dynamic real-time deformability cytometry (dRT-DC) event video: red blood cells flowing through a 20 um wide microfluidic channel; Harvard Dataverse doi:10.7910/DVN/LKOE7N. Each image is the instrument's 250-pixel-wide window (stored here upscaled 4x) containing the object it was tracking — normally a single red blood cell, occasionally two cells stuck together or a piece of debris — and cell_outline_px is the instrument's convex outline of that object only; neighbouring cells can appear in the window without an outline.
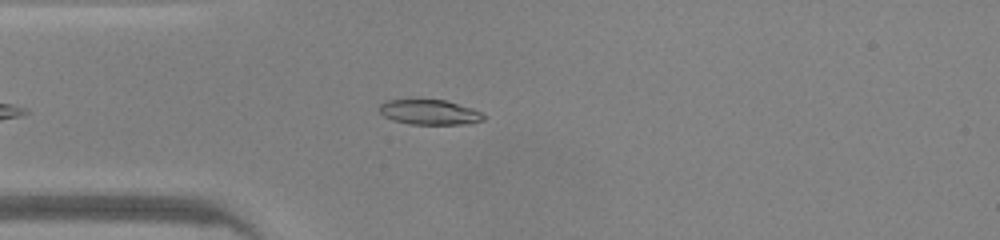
{"species": "common noctule bat (a hibernating species)", "species_latin": "Nyctalus noctula", "temperature_condition": "warm", "stored_images_in_passage": 35, "camera_frame_rate_fps": 3000, "um_per_image_px": 0.085, "animal": {"sex": "male", "body_mass_g": 20.0, "forearm_length_mm": 53.3}, "frame": {"image": 1, "passage_image": 3, "time_ms": 0.667, "image_size_px": [1000, 240], "cell_outline_px": [[484, 120], [468, 124], [412, 124], [392, 120], [384, 116], [376, 108], [384, 100], [444, 100], [472, 108], [480, 112], [484, 116]], "centroid_in_image_um": [36.47, 9.54], "position_along_channel_um": 48.5, "area_um2": 15.14}}
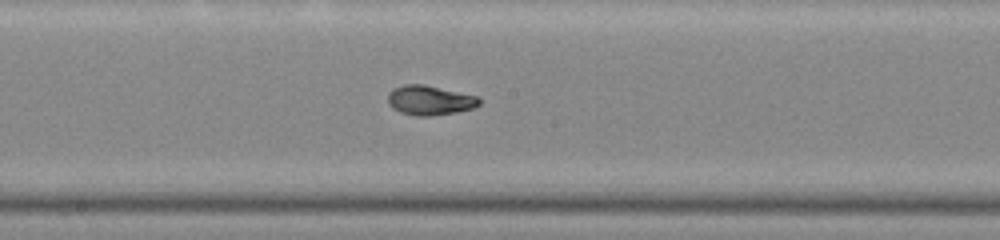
{"frame": {"image": 2, "passage_image": 15, "time_ms": 4.667, "image_size_px": [1000, 240], "cell_outline_px": [[480, 104], [476, 108], [456, 112], [428, 116], [416, 116], [400, 112], [392, 108], [388, 104], [388, 92], [392, 88], [404, 84], [424, 84], [476, 96], [480, 100]], "centroid_in_image_um": [36.5, 8.52], "position_along_channel_um": 211.7, "area_um2": 15.84}}
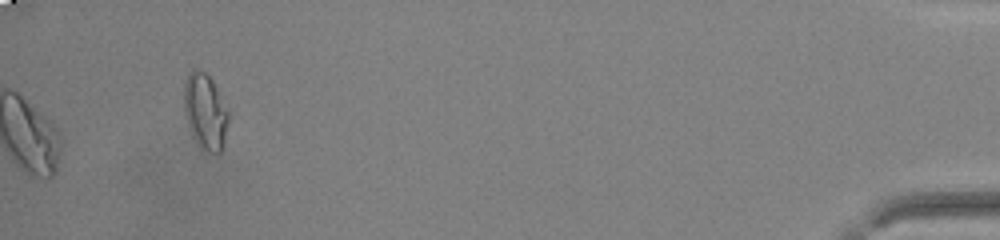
{"frame": {"image": 3, "passage_image": 35, "time_ms": 11.333, "image_size_px": [1000, 240], "cell_outline_px": [[232, 112], [224, 140], [220, 152], [208, 152], [200, 148], [196, 144], [192, 136], [184, 116], [184, 80], [188, 72], [192, 68], [196, 68], [204, 72], [212, 80]], "centroid_in_image_um": [17.46, 9.46], "position_along_channel_um": 417.7, "area_um2": 20.4}, "authors_computed_cell_mechanics": {"area_um2": 15.895, "velocity_mm_per_s": 4.2909, "shape_relaxation_time_tau1_ms": 8.2857, "shape_relaxation_time_tau2_ms": 1.1357, "deformation_change_tau1": 0.2831, "deformation_change_tau2": 0.0497}}